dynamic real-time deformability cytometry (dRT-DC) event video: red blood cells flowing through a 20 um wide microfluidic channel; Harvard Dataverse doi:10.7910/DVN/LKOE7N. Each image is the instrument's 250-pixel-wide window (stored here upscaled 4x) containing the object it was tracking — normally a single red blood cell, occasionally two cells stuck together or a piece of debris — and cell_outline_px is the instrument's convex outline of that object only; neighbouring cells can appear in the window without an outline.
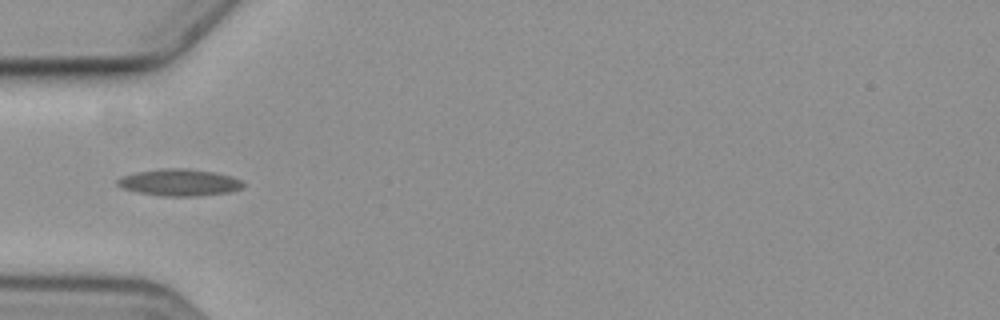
{"species": "common noctule bat (a hibernating species)", "species_latin": "Nyctalus noctula", "temperature_condition": "cold", "stored_images_in_passage": 10, "camera_frame_rate_fps": 3000, "um_per_image_px": 0.085, "animal": {"sex": "female", "body_mass_g": 19.3, "forearm_length_mm": 54.1}, "frame": {"image": 1, "passage_image": 4, "time_ms": 4.667, "image_size_px": [1000, 320], "cell_outline_px": [[244, 188], [228, 192], [200, 196], [160, 196], [136, 192], [124, 188], [116, 184], [116, 180], [124, 176], [140, 172], [164, 168], [184, 168], [212, 172], [232, 176], [240, 180], [244, 184]], "centroid_in_image_um": [15.27, 15.52], "position_along_channel_um": 69.7, "area_um2": 19.48}}
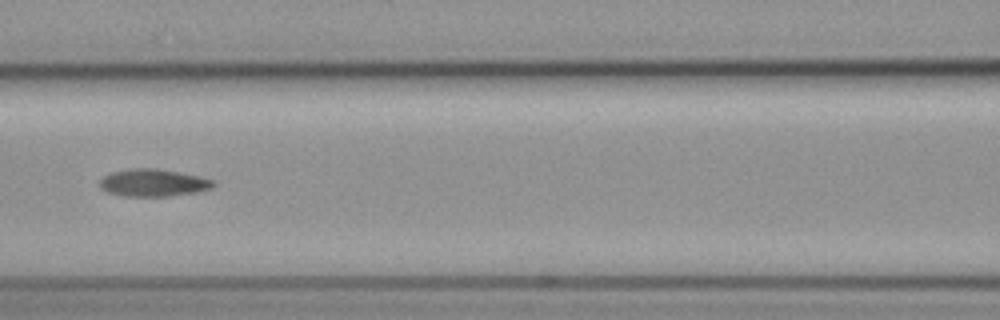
{"frame": {"image": 2, "passage_image": 6, "time_ms": 7.0, "image_size_px": [1000, 320], "cell_outline_px": [[216, 184], [212, 188], [196, 192], [168, 196], [124, 196], [104, 192], [100, 188], [100, 180], [104, 176], [112, 172], [132, 168], [156, 168], [200, 176], [212, 180]], "centroid_in_image_um": [13.0, 15.54], "position_along_channel_um": 153.6, "area_um2": 18.15}}
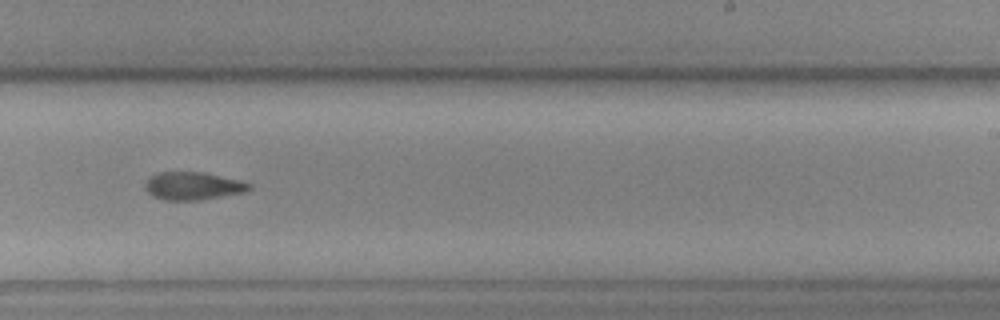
{"frame": {"image": 3, "passage_image": 9, "time_ms": 10.333, "image_size_px": [1000, 320], "cell_outline_px": [[252, 188], [244, 192], [196, 200], [164, 200], [152, 196], [144, 188], [144, 184], [148, 176], [156, 172], [204, 172], [240, 180], [252, 184]], "centroid_in_image_um": [16.35, 15.79], "position_along_channel_um": 272.6, "area_um2": 16.99}}